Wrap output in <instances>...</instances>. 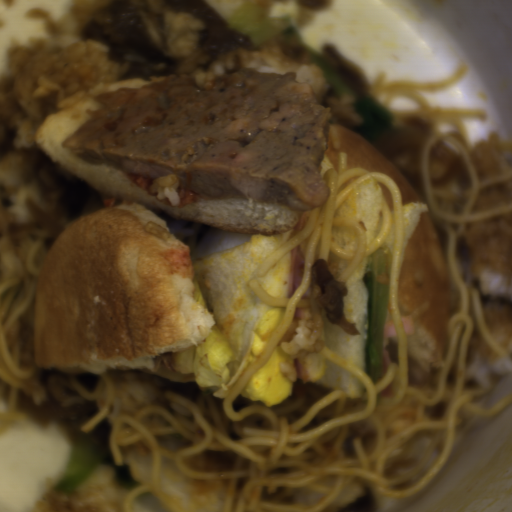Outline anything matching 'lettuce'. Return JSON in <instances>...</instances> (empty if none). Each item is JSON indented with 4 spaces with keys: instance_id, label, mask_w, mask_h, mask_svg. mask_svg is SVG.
<instances>
[{
    "instance_id": "9fb2a089",
    "label": "lettuce",
    "mask_w": 512,
    "mask_h": 512,
    "mask_svg": "<svg viewBox=\"0 0 512 512\" xmlns=\"http://www.w3.org/2000/svg\"><path fill=\"white\" fill-rule=\"evenodd\" d=\"M393 257L379 247L366 257L362 274L367 299V337L363 338L362 372L378 383L390 363L385 350V328L391 293Z\"/></svg>"
}]
</instances>
